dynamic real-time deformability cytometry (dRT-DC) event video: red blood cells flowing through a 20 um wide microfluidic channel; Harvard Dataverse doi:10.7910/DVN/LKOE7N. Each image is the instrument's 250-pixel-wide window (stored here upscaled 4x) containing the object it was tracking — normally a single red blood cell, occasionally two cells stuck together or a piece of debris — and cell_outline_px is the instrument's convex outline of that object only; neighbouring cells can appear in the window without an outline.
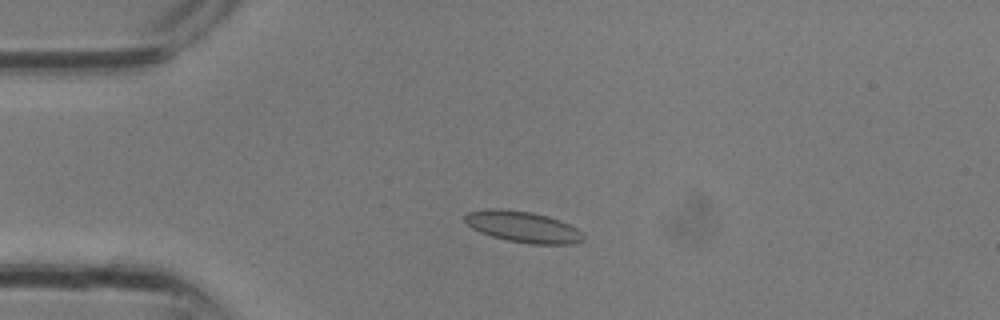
{"species": "common noctule bat (a hibernating species)", "species_latin": "Nyctalus noctula", "temperature_condition": "room temperature", "stored_images_in_passage": 29, "camera_frame_rate_fps": 3000, "um_per_image_px": 0.085, "animal": {"sex": "male", "body_mass_g": 13.3}, "frame": {"image": 1, "passage_image": 6, "time_ms": 1.667, "image_size_px": [1000, 320], "cell_outline_px": [[584, 240], [572, 244], [532, 244], [508, 240], [492, 236], [480, 232], [472, 228], [464, 220], [464, 216], [468, 212], [484, 208], [500, 208], [532, 212], [548, 216], [560, 220], [576, 228], [584, 236]], "centroid_in_image_um": [44.43, 19.26], "position_along_channel_um": 40.6, "area_um2": 21.5}}
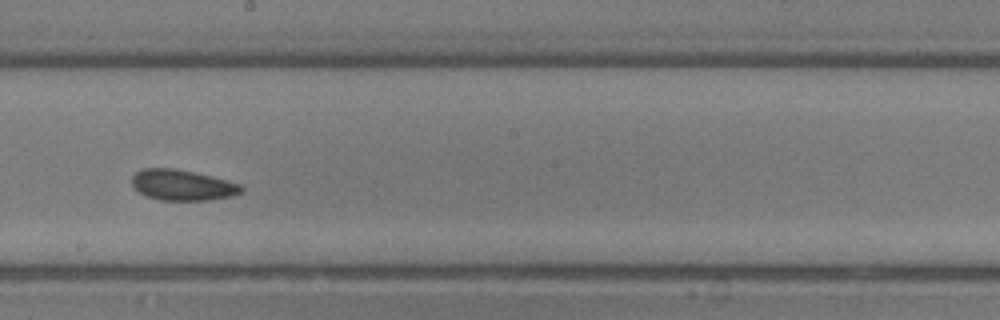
{"frame": {"image": 2, "passage_image": 16, "time_ms": 5.0, "image_size_px": [1000, 320], "cell_outline_px": [[244, 192], [232, 196], [208, 200], [160, 200], [148, 196], [140, 192], [132, 184], [132, 176], [136, 172], [144, 168], [176, 168], [240, 184], [244, 188]], "centroid_in_image_um": [15.51, 15.73], "position_along_channel_um": 232.7, "area_um2": 19.31}}
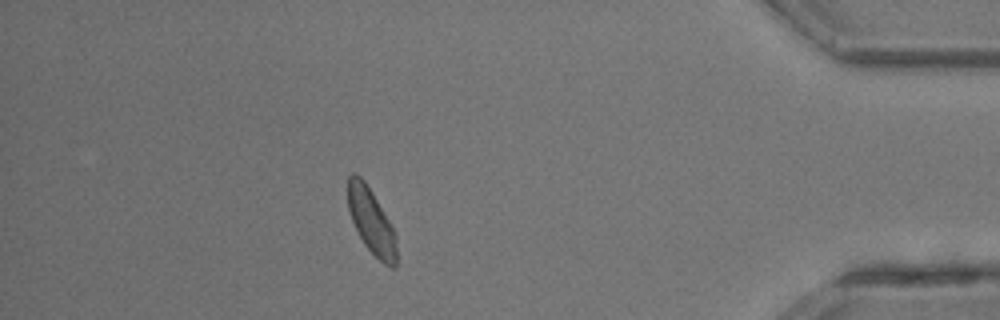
{"frame": {"image": 3, "passage_image": 26, "time_ms": 8.333, "image_size_px": [1000, 320], "cell_outline_px": [[396, 268], [392, 268], [384, 264], [364, 244], [352, 220], [348, 208], [348, 176], [352, 172], [356, 172], [364, 180], [372, 192], [388, 220], [396, 236]], "centroid_in_image_um": [31.55, 18.78], "position_along_channel_um": 403.7, "area_um2": 18.21}}